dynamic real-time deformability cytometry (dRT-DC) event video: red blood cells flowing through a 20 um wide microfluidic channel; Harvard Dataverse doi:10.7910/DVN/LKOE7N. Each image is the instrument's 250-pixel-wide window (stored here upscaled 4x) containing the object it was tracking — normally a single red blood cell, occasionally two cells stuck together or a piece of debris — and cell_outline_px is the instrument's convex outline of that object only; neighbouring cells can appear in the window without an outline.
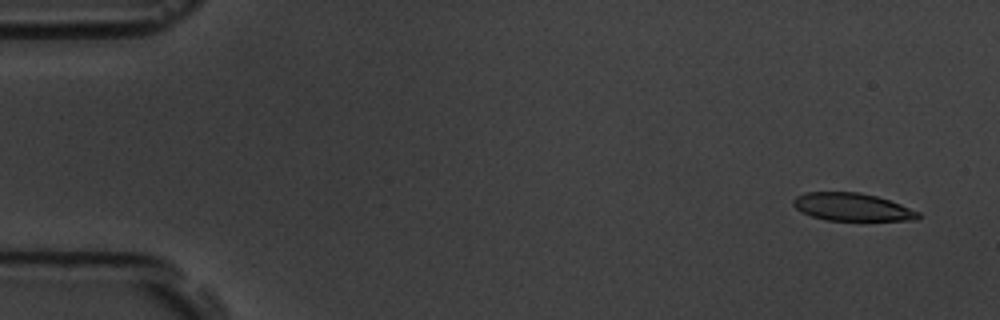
{"species": "common noctule bat (a hibernating species)", "species_latin": "Nyctalus noctula", "temperature_condition": "room temperature", "stored_images_in_passage": 5, "camera_frame_rate_fps": 3000, "um_per_image_px": 0.085, "animal": {"sex": "male", "body_mass_g": 19.5, "forearm_length_mm": 54.6}, "frame": {"image": 1, "passage_image": 1, "time_ms": 0.0, "image_size_px": [1000, 320], "cell_outline_px": [[920, 216], [916, 220], [824, 220], [800, 212], [792, 204], [792, 200], [796, 196], [804, 192], [860, 192], [876, 196], [900, 204], [920, 212]], "centroid_in_image_um": [72.39, 17.59], "position_along_channel_um": 12.6, "area_um2": 20.23}}
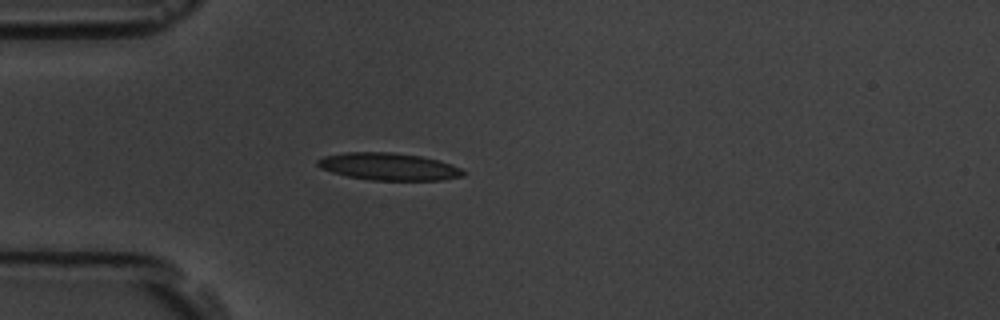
{"frame": {"image": 2, "passage_image": 5, "time_ms": 4.333, "image_size_px": [1000, 320], "cell_outline_px": [[468, 172], [464, 176], [444, 180], [368, 180], [348, 176], [332, 172], [320, 168], [316, 164], [316, 160], [324, 156], [344, 152], [392, 152], [420, 156], [452, 164]], "centroid_in_image_um": [33.05, 14.16], "position_along_channel_um": 52.0, "area_um2": 23.29}}